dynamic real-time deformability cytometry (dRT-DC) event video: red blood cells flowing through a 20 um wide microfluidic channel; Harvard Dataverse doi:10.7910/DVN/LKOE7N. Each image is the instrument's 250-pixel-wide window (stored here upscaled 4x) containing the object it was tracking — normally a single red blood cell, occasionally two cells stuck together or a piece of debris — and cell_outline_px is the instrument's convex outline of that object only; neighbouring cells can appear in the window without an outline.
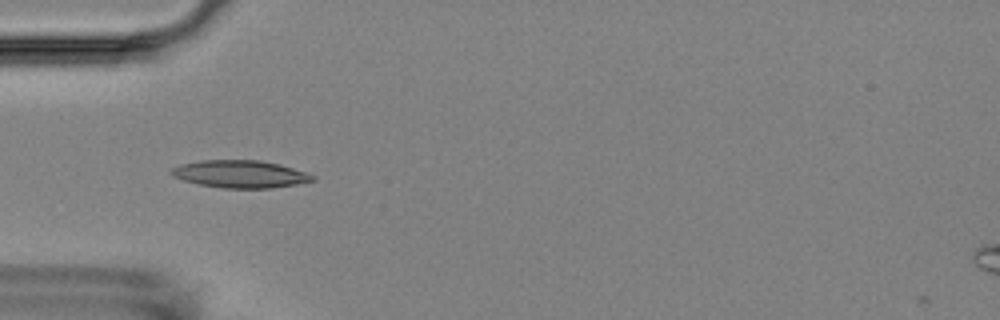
{"species": "Egyptian fruit bat (a non-hibernating species)", "species_latin": "Rousettus aegyptiacus", "temperature_condition": "room temperature", "stored_images_in_passage": 13, "camera_frame_rate_fps": 3000, "um_per_image_px": 0.085, "animal": {"sex": "female"}, "frame": {"image": 1, "passage_image": 3, "time_ms": 4.0, "image_size_px": [1000, 320], "cell_outline_px": [[316, 180], [296, 184], [272, 188], [224, 188], [196, 184], [172, 176], [168, 172], [172, 168], [180, 164], [200, 160], [260, 160], [280, 164], [304, 172], [312, 176]], "centroid_in_image_um": [20.35, 14.79], "position_along_channel_um": 64.6, "area_um2": 22.6}}
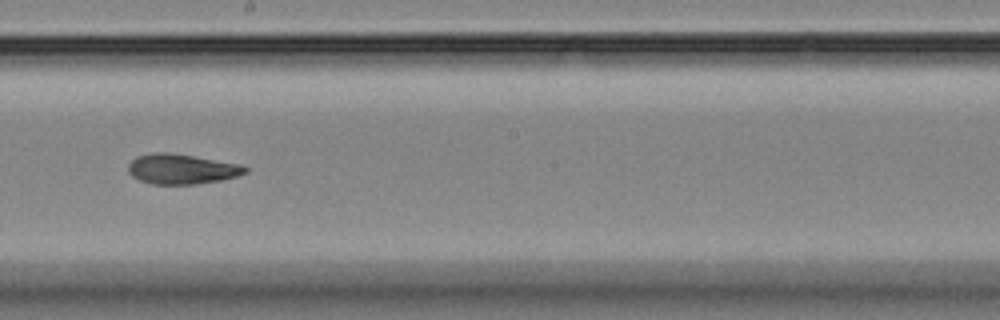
{"frame": {"image": 2, "passage_image": 7, "time_ms": 8.667, "image_size_px": [1000, 320], "cell_outline_px": [[248, 172], [236, 176], [220, 180], [196, 184], [152, 184], [140, 180], [132, 176], [128, 172], [128, 164], [136, 156], [152, 152], [168, 152], [240, 164], [248, 168]], "centroid_in_image_um": [15.41, 14.36], "position_along_channel_um": 232.8, "area_um2": 20.4}}
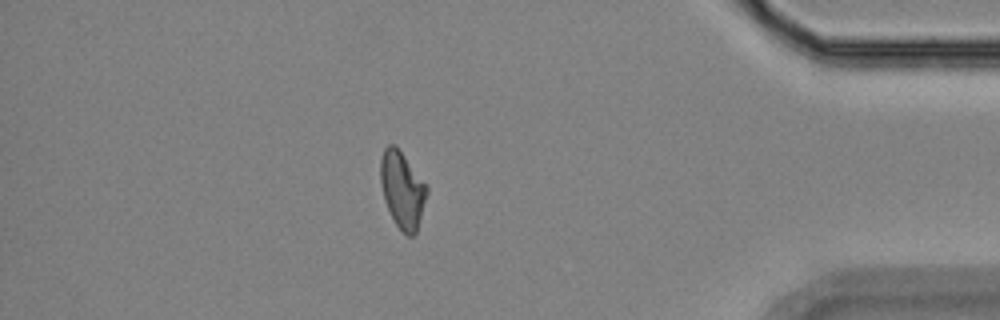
{"frame": {"image": 3, "passage_image": 12, "time_ms": 14.333, "image_size_px": [1000, 320], "cell_outline_px": [[428, 192], [416, 232], [412, 236], [408, 236], [396, 224], [384, 200], [380, 184], [380, 160], [384, 148], [388, 144], [396, 144], [428, 184]], "centroid_in_image_um": [34.2, 16.06], "position_along_channel_um": 401.0, "area_um2": 20.92}, "authors_computed_cell_mechanics": {"area_um2": 20.7502, "velocity_mm_per_s": 3.6161, "shape_relaxation_time_tau1_ms": 6.0776, "shape_relaxation_time_tau2_ms": 3.6066, "deformation_change_tau1": 0.1269, "deformation_change_tau2": 0.0904}}